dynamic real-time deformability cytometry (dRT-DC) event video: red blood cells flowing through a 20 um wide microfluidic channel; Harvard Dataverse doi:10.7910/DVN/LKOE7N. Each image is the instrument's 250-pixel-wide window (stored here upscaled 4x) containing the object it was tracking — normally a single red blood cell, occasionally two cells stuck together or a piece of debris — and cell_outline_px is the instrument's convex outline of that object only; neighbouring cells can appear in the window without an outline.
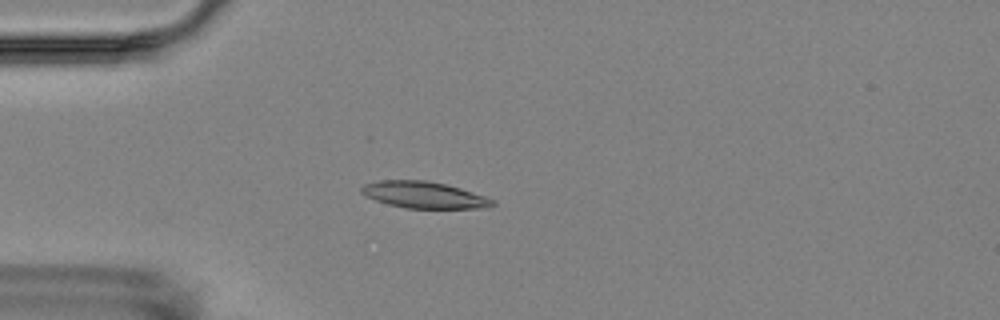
{"species": "Egyptian fruit bat (a non-hibernating species)", "species_latin": "Rousettus aegyptiacus", "temperature_condition": "room temperature", "stored_images_in_passage": 3, "camera_frame_rate_fps": 3000, "um_per_image_px": 0.085, "animal": {"sex": "female"}, "frame": {"image": 1, "passage_image": 3, "time_ms": 2.0, "image_size_px": [1000, 320], "cell_outline_px": [[496, 204], [488, 208], [408, 208], [388, 204], [364, 196], [360, 192], [360, 188], [364, 184], [380, 180], [424, 180], [444, 184], [460, 188], [496, 200]], "centroid_in_image_um": [36.03, 16.57], "position_along_channel_um": 49.0, "area_um2": 20.29}}